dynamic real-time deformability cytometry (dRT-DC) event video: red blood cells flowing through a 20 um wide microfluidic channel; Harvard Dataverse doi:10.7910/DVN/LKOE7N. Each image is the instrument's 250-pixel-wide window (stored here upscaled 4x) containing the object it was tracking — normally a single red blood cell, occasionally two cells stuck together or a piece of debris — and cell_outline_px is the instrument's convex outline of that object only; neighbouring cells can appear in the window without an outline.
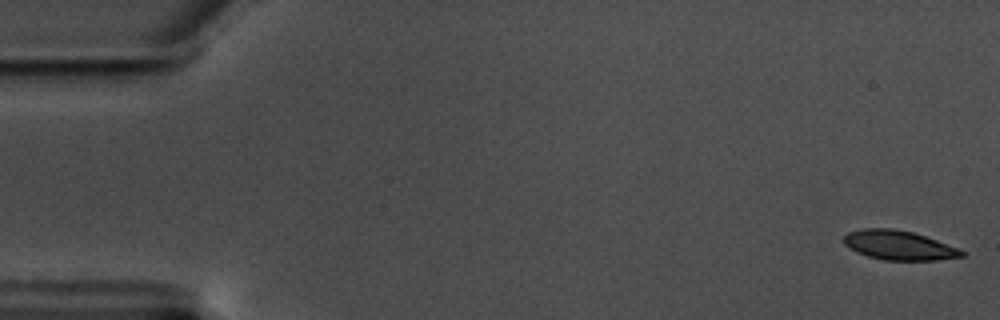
{"species": "common noctule bat (a hibernating species)", "species_latin": "Nyctalus noctula", "temperature_condition": "warm", "stored_images_in_passage": 58, "camera_frame_rate_fps": 3000, "um_per_image_px": 0.085, "animal": {"sex": "male", "body_mass_g": 17.5, "forearm_length_mm": 52.3}, "frame": {"image": 1, "passage_image": 1, "time_ms": 0.0, "image_size_px": [1000, 320], "cell_outline_px": [[964, 256], [936, 260], [884, 260], [868, 256], [856, 252], [844, 244], [844, 236], [848, 232], [864, 228], [892, 228], [912, 232], [960, 248], [964, 252]], "centroid_in_image_um": [76.39, 20.84], "position_along_channel_um": 8.6, "area_um2": 20.06}}
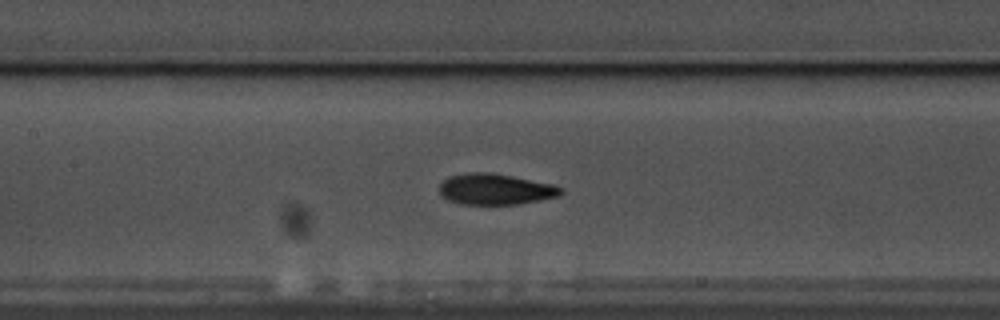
{"frame": {"image": 2, "passage_image": 27, "time_ms": 8.667, "image_size_px": [1000, 320], "cell_outline_px": [[564, 192], [560, 196], [540, 200], [516, 204], [460, 204], [448, 200], [440, 196], [440, 184], [444, 180], [452, 176], [476, 172], [488, 172], [512, 176], [552, 184], [564, 188]], "centroid_in_image_um": [42.14, 16.09], "position_along_channel_um": 165.3, "area_um2": 21.79}}
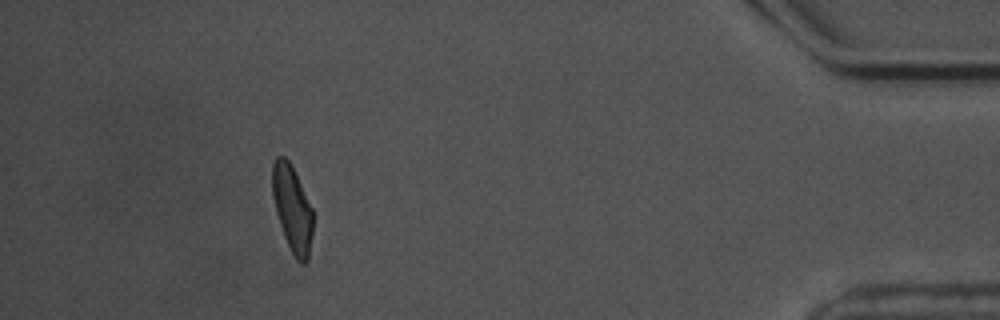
{"frame": {"image": 3, "passage_image": 53, "time_ms": 17.333, "image_size_px": [1000, 320], "cell_outline_px": [[312, 232], [308, 260], [304, 264], [300, 264], [296, 260], [284, 236], [276, 212], [272, 196], [272, 164], [276, 156], [284, 156], [292, 164], [312, 208]], "centroid_in_image_um": [24.83, 17.71], "position_along_channel_um": 410.4, "area_um2": 20.46}, "authors_computed_cell_mechanics": {"area_um2": 21.1548, "velocity_mm_per_s": 3.509, "shape_relaxation_time_tau1_ms": 4.6418, "shape_relaxation_time_tau2_ms": 2.4608, "deformation_change_tau1": 0.1562, "deformation_change_tau2": 0.0882}}